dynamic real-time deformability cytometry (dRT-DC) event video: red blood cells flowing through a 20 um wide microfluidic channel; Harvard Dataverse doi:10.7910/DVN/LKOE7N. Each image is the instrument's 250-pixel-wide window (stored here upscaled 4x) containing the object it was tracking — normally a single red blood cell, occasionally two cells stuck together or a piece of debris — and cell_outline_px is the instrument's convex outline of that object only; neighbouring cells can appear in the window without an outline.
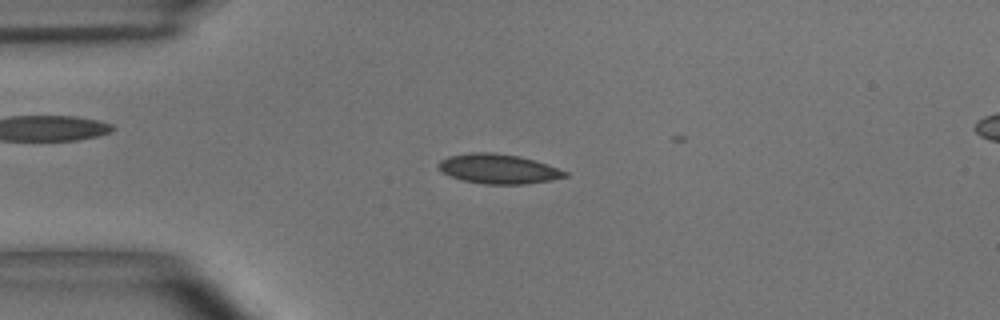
{"species": "common noctule bat (a hibernating species)", "species_latin": "Nyctalus noctula", "temperature_condition": "room temperature", "stored_images_in_passage": 7, "camera_frame_rate_fps": 3000, "um_per_image_px": 0.085, "animal": {"sex": "male", "body_mass_g": 15.6}, "frame": {"image": 1, "passage_image": 3, "time_ms": 0.667, "image_size_px": [1000, 320], "cell_outline_px": [[568, 176], [548, 180], [524, 184], [484, 184], [464, 180], [452, 176], [444, 172], [436, 164], [440, 160], [448, 156], [472, 152], [492, 152], [520, 156], [548, 164], [568, 172]], "centroid_in_image_um": [42.37, 14.34], "position_along_channel_um": 42.6, "area_um2": 21.68}}
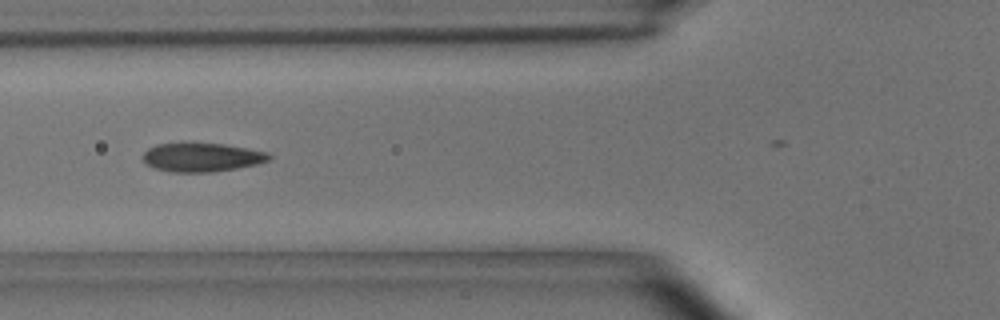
{"frame": {"image": 2, "passage_image": 5, "time_ms": 1.333, "image_size_px": [1000, 320], "cell_outline_px": [[272, 156], [268, 160], [256, 164], [236, 168], [212, 172], [172, 172], [152, 168], [144, 164], [140, 156], [148, 148], [156, 144], [184, 140], [224, 144], [268, 152]], "centroid_in_image_um": [17.04, 13.33], "position_along_channel_um": 108.8, "area_um2": 22.08}}